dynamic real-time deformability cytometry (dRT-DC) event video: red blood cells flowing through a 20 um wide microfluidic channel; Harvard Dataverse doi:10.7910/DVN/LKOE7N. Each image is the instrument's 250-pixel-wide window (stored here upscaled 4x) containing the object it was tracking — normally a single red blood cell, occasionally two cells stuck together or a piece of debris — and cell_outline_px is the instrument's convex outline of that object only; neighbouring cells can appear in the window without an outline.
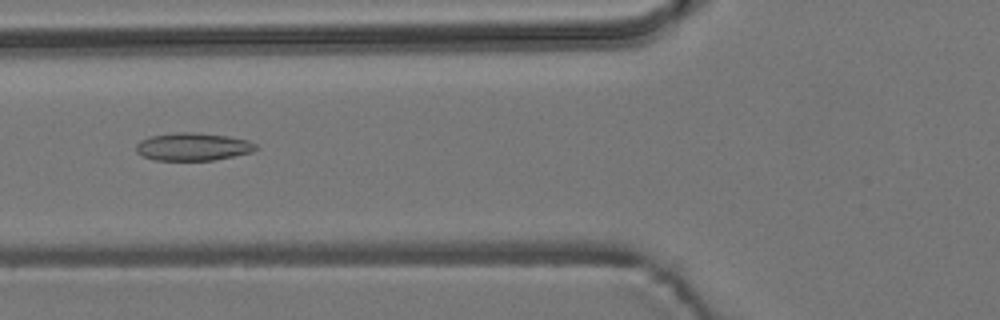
{"species": "common noctule bat (a hibernating species)", "species_latin": "Nyctalus noctula", "temperature_condition": "room temperature", "stored_images_in_passage": 54, "camera_frame_rate_fps": 3000, "um_per_image_px": 0.085, "animal": {"sex": "male", "body_mass_g": 19.2, "forearm_length_mm": 51.8}, "frame": {"image": 1, "passage_image": 21, "time_ms": 6.667, "image_size_px": [1000, 320], "cell_outline_px": [[260, 148], [252, 152], [212, 160], [156, 160], [144, 156], [136, 152], [136, 144], [140, 140], [148, 136], [176, 132], [196, 132], [228, 136], [248, 140], [256, 144]], "centroid_in_image_um": [16.4, 12.46], "position_along_channel_um": 109.4, "area_um2": 19.48}}
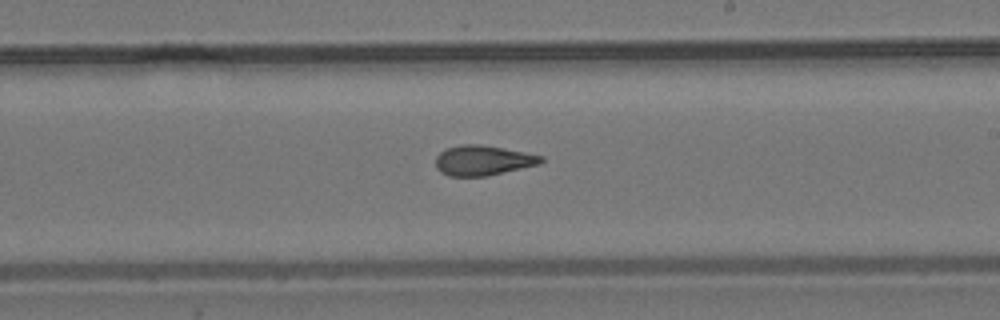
{"frame": {"image": 2, "passage_image": 32, "time_ms": 10.333, "image_size_px": [1000, 320], "cell_outline_px": [[544, 160], [540, 164], [488, 176], [448, 176], [440, 172], [436, 168], [436, 156], [444, 148], [460, 144], [480, 144], [524, 152], [544, 156]], "centroid_in_image_um": [41.03, 13.63], "position_along_channel_um": 248.0, "area_um2": 18.61}}
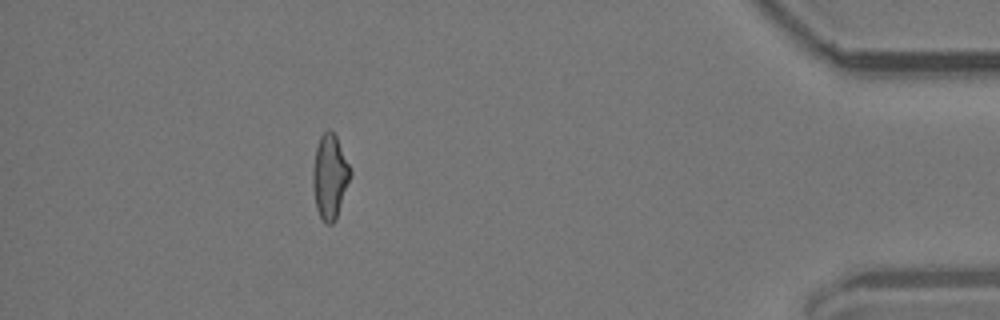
{"frame": {"image": 3, "passage_image": 49, "time_ms": 16.0, "image_size_px": [1000, 320], "cell_outline_px": [[352, 176], [336, 220], [332, 224], [328, 224], [320, 216], [316, 208], [312, 188], [312, 172], [316, 148], [320, 136], [328, 128], [336, 136], [352, 172]], "centroid_in_image_um": [28.04, 15.03], "position_along_channel_um": 407.2, "area_um2": 18.55}}